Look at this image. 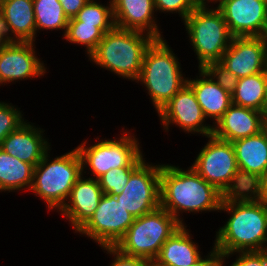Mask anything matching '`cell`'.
<instances>
[{
	"label": "cell",
	"instance_id": "obj_1",
	"mask_svg": "<svg viewBox=\"0 0 267 266\" xmlns=\"http://www.w3.org/2000/svg\"><path fill=\"white\" fill-rule=\"evenodd\" d=\"M219 213L228 215L212 242L221 254L267 249V205L250 191L224 196Z\"/></svg>",
	"mask_w": 267,
	"mask_h": 266
},
{
	"label": "cell",
	"instance_id": "obj_2",
	"mask_svg": "<svg viewBox=\"0 0 267 266\" xmlns=\"http://www.w3.org/2000/svg\"><path fill=\"white\" fill-rule=\"evenodd\" d=\"M178 165L162 163L160 206L181 225H187L184 215L188 213L218 214L224 195L205 181L191 166L185 169Z\"/></svg>",
	"mask_w": 267,
	"mask_h": 266
},
{
	"label": "cell",
	"instance_id": "obj_3",
	"mask_svg": "<svg viewBox=\"0 0 267 266\" xmlns=\"http://www.w3.org/2000/svg\"><path fill=\"white\" fill-rule=\"evenodd\" d=\"M155 40L152 36L114 27L103 35L88 62L110 71L118 78L136 82L141 74L147 48Z\"/></svg>",
	"mask_w": 267,
	"mask_h": 266
},
{
	"label": "cell",
	"instance_id": "obj_4",
	"mask_svg": "<svg viewBox=\"0 0 267 266\" xmlns=\"http://www.w3.org/2000/svg\"><path fill=\"white\" fill-rule=\"evenodd\" d=\"M166 38L155 39L144 55L141 74L135 84L142 86L149 102L158 113L187 83L181 59Z\"/></svg>",
	"mask_w": 267,
	"mask_h": 266
},
{
	"label": "cell",
	"instance_id": "obj_5",
	"mask_svg": "<svg viewBox=\"0 0 267 266\" xmlns=\"http://www.w3.org/2000/svg\"><path fill=\"white\" fill-rule=\"evenodd\" d=\"M112 138L97 136L89 142L84 139L76 146L82 161V174L98 179L114 168L138 167L146 158L135 128L129 130L125 125ZM134 131V132H133ZM90 144H89V143Z\"/></svg>",
	"mask_w": 267,
	"mask_h": 266
},
{
	"label": "cell",
	"instance_id": "obj_6",
	"mask_svg": "<svg viewBox=\"0 0 267 266\" xmlns=\"http://www.w3.org/2000/svg\"><path fill=\"white\" fill-rule=\"evenodd\" d=\"M52 148L34 167L32 192L46 204L49 212H58L67 201L70 191L82 175V161L76 147L61 155L53 156Z\"/></svg>",
	"mask_w": 267,
	"mask_h": 266
},
{
	"label": "cell",
	"instance_id": "obj_7",
	"mask_svg": "<svg viewBox=\"0 0 267 266\" xmlns=\"http://www.w3.org/2000/svg\"><path fill=\"white\" fill-rule=\"evenodd\" d=\"M182 23L198 69L220 62L233 38L221 11L217 7L197 6Z\"/></svg>",
	"mask_w": 267,
	"mask_h": 266
},
{
	"label": "cell",
	"instance_id": "obj_8",
	"mask_svg": "<svg viewBox=\"0 0 267 266\" xmlns=\"http://www.w3.org/2000/svg\"><path fill=\"white\" fill-rule=\"evenodd\" d=\"M205 140L191 167L224 196L249 192L250 188L241 179L232 142L213 135L205 136Z\"/></svg>",
	"mask_w": 267,
	"mask_h": 266
},
{
	"label": "cell",
	"instance_id": "obj_9",
	"mask_svg": "<svg viewBox=\"0 0 267 266\" xmlns=\"http://www.w3.org/2000/svg\"><path fill=\"white\" fill-rule=\"evenodd\" d=\"M182 225L164 208L135 218L114 246L121 253L153 262L165 241Z\"/></svg>",
	"mask_w": 267,
	"mask_h": 266
},
{
	"label": "cell",
	"instance_id": "obj_10",
	"mask_svg": "<svg viewBox=\"0 0 267 266\" xmlns=\"http://www.w3.org/2000/svg\"><path fill=\"white\" fill-rule=\"evenodd\" d=\"M134 219L116 196L103 194L94 215L76 234L87 237L100 248L115 246Z\"/></svg>",
	"mask_w": 267,
	"mask_h": 266
},
{
	"label": "cell",
	"instance_id": "obj_11",
	"mask_svg": "<svg viewBox=\"0 0 267 266\" xmlns=\"http://www.w3.org/2000/svg\"><path fill=\"white\" fill-rule=\"evenodd\" d=\"M157 115L160 127L167 135L174 127L178 128L180 132L183 131L185 135L189 134L188 136L198 135L204 138L212 135L213 126L205 118L194 91L187 83L163 106Z\"/></svg>",
	"mask_w": 267,
	"mask_h": 266
},
{
	"label": "cell",
	"instance_id": "obj_12",
	"mask_svg": "<svg viewBox=\"0 0 267 266\" xmlns=\"http://www.w3.org/2000/svg\"><path fill=\"white\" fill-rule=\"evenodd\" d=\"M158 163V164H156ZM145 159L131 174L123 191L116 195L135 218L160 206V172L162 164Z\"/></svg>",
	"mask_w": 267,
	"mask_h": 266
},
{
	"label": "cell",
	"instance_id": "obj_13",
	"mask_svg": "<svg viewBox=\"0 0 267 266\" xmlns=\"http://www.w3.org/2000/svg\"><path fill=\"white\" fill-rule=\"evenodd\" d=\"M35 44V42L14 41L9 42L1 50L0 86L2 88L7 87L8 84L16 85V82L20 84V81H34L47 76L49 67L40 57V52L37 53Z\"/></svg>",
	"mask_w": 267,
	"mask_h": 266
},
{
	"label": "cell",
	"instance_id": "obj_14",
	"mask_svg": "<svg viewBox=\"0 0 267 266\" xmlns=\"http://www.w3.org/2000/svg\"><path fill=\"white\" fill-rule=\"evenodd\" d=\"M217 8L233 37H267V0H224Z\"/></svg>",
	"mask_w": 267,
	"mask_h": 266
},
{
	"label": "cell",
	"instance_id": "obj_15",
	"mask_svg": "<svg viewBox=\"0 0 267 266\" xmlns=\"http://www.w3.org/2000/svg\"><path fill=\"white\" fill-rule=\"evenodd\" d=\"M220 63L238 78L267 71V37H233Z\"/></svg>",
	"mask_w": 267,
	"mask_h": 266
},
{
	"label": "cell",
	"instance_id": "obj_16",
	"mask_svg": "<svg viewBox=\"0 0 267 266\" xmlns=\"http://www.w3.org/2000/svg\"><path fill=\"white\" fill-rule=\"evenodd\" d=\"M103 191L98 179L81 175L72 187L64 206L57 212L76 234L94 215Z\"/></svg>",
	"mask_w": 267,
	"mask_h": 266
},
{
	"label": "cell",
	"instance_id": "obj_17",
	"mask_svg": "<svg viewBox=\"0 0 267 266\" xmlns=\"http://www.w3.org/2000/svg\"><path fill=\"white\" fill-rule=\"evenodd\" d=\"M35 124L26 120L4 138L0 147L7 154L32 164L34 167L53 146L46 135L45 128Z\"/></svg>",
	"mask_w": 267,
	"mask_h": 266
},
{
	"label": "cell",
	"instance_id": "obj_18",
	"mask_svg": "<svg viewBox=\"0 0 267 266\" xmlns=\"http://www.w3.org/2000/svg\"><path fill=\"white\" fill-rule=\"evenodd\" d=\"M115 27L164 38L154 0H112ZM159 22V23H158Z\"/></svg>",
	"mask_w": 267,
	"mask_h": 266
},
{
	"label": "cell",
	"instance_id": "obj_19",
	"mask_svg": "<svg viewBox=\"0 0 267 266\" xmlns=\"http://www.w3.org/2000/svg\"><path fill=\"white\" fill-rule=\"evenodd\" d=\"M242 181L250 188L267 170V133L232 142Z\"/></svg>",
	"mask_w": 267,
	"mask_h": 266
},
{
	"label": "cell",
	"instance_id": "obj_20",
	"mask_svg": "<svg viewBox=\"0 0 267 266\" xmlns=\"http://www.w3.org/2000/svg\"><path fill=\"white\" fill-rule=\"evenodd\" d=\"M264 129L263 113L232 104L213 126L212 135L220 140L233 142Z\"/></svg>",
	"mask_w": 267,
	"mask_h": 266
},
{
	"label": "cell",
	"instance_id": "obj_21",
	"mask_svg": "<svg viewBox=\"0 0 267 266\" xmlns=\"http://www.w3.org/2000/svg\"><path fill=\"white\" fill-rule=\"evenodd\" d=\"M193 77H187V84L194 91L205 118L210 123L212 121V126H214L232 105V96L203 69H198V73Z\"/></svg>",
	"mask_w": 267,
	"mask_h": 266
},
{
	"label": "cell",
	"instance_id": "obj_22",
	"mask_svg": "<svg viewBox=\"0 0 267 266\" xmlns=\"http://www.w3.org/2000/svg\"><path fill=\"white\" fill-rule=\"evenodd\" d=\"M191 232L188 225L177 229L161 247L154 266H191L198 262L204 254Z\"/></svg>",
	"mask_w": 267,
	"mask_h": 266
},
{
	"label": "cell",
	"instance_id": "obj_23",
	"mask_svg": "<svg viewBox=\"0 0 267 266\" xmlns=\"http://www.w3.org/2000/svg\"><path fill=\"white\" fill-rule=\"evenodd\" d=\"M0 14L8 23L10 42L37 43L33 0H0Z\"/></svg>",
	"mask_w": 267,
	"mask_h": 266
},
{
	"label": "cell",
	"instance_id": "obj_24",
	"mask_svg": "<svg viewBox=\"0 0 267 266\" xmlns=\"http://www.w3.org/2000/svg\"><path fill=\"white\" fill-rule=\"evenodd\" d=\"M34 166L7 154L0 148V193L30 191Z\"/></svg>",
	"mask_w": 267,
	"mask_h": 266
},
{
	"label": "cell",
	"instance_id": "obj_25",
	"mask_svg": "<svg viewBox=\"0 0 267 266\" xmlns=\"http://www.w3.org/2000/svg\"><path fill=\"white\" fill-rule=\"evenodd\" d=\"M267 71L238 79L232 104L262 112L266 98Z\"/></svg>",
	"mask_w": 267,
	"mask_h": 266
},
{
	"label": "cell",
	"instance_id": "obj_26",
	"mask_svg": "<svg viewBox=\"0 0 267 266\" xmlns=\"http://www.w3.org/2000/svg\"><path fill=\"white\" fill-rule=\"evenodd\" d=\"M36 21V37L43 31H59L64 37L69 18L58 0H33ZM61 30V31H60ZM39 33V34H37Z\"/></svg>",
	"mask_w": 267,
	"mask_h": 266
},
{
	"label": "cell",
	"instance_id": "obj_27",
	"mask_svg": "<svg viewBox=\"0 0 267 266\" xmlns=\"http://www.w3.org/2000/svg\"><path fill=\"white\" fill-rule=\"evenodd\" d=\"M84 24L96 26L103 34L115 27L112 0L102 3L100 0H88L74 17Z\"/></svg>",
	"mask_w": 267,
	"mask_h": 266
},
{
	"label": "cell",
	"instance_id": "obj_28",
	"mask_svg": "<svg viewBox=\"0 0 267 266\" xmlns=\"http://www.w3.org/2000/svg\"><path fill=\"white\" fill-rule=\"evenodd\" d=\"M103 33L94 25L84 24L74 17L68 21L63 41L75 46H82L86 58L96 49L103 38Z\"/></svg>",
	"mask_w": 267,
	"mask_h": 266
},
{
	"label": "cell",
	"instance_id": "obj_29",
	"mask_svg": "<svg viewBox=\"0 0 267 266\" xmlns=\"http://www.w3.org/2000/svg\"><path fill=\"white\" fill-rule=\"evenodd\" d=\"M23 110L7 100H0V147L6 136L16 130L27 119Z\"/></svg>",
	"mask_w": 267,
	"mask_h": 266
},
{
	"label": "cell",
	"instance_id": "obj_30",
	"mask_svg": "<svg viewBox=\"0 0 267 266\" xmlns=\"http://www.w3.org/2000/svg\"><path fill=\"white\" fill-rule=\"evenodd\" d=\"M137 167L114 168L98 178L103 194L116 196L120 194L129 181L130 174Z\"/></svg>",
	"mask_w": 267,
	"mask_h": 266
},
{
	"label": "cell",
	"instance_id": "obj_31",
	"mask_svg": "<svg viewBox=\"0 0 267 266\" xmlns=\"http://www.w3.org/2000/svg\"><path fill=\"white\" fill-rule=\"evenodd\" d=\"M230 262L231 264H228ZM227 264L228 266H267V249L223 254L222 266H227Z\"/></svg>",
	"mask_w": 267,
	"mask_h": 266
},
{
	"label": "cell",
	"instance_id": "obj_32",
	"mask_svg": "<svg viewBox=\"0 0 267 266\" xmlns=\"http://www.w3.org/2000/svg\"><path fill=\"white\" fill-rule=\"evenodd\" d=\"M154 4L158 15L178 14L181 23L198 6L197 0H154Z\"/></svg>",
	"mask_w": 267,
	"mask_h": 266
},
{
	"label": "cell",
	"instance_id": "obj_33",
	"mask_svg": "<svg viewBox=\"0 0 267 266\" xmlns=\"http://www.w3.org/2000/svg\"><path fill=\"white\" fill-rule=\"evenodd\" d=\"M203 70L218 84L220 87L232 94L237 87L238 77L224 67L220 62L207 64Z\"/></svg>",
	"mask_w": 267,
	"mask_h": 266
},
{
	"label": "cell",
	"instance_id": "obj_34",
	"mask_svg": "<svg viewBox=\"0 0 267 266\" xmlns=\"http://www.w3.org/2000/svg\"><path fill=\"white\" fill-rule=\"evenodd\" d=\"M107 256L111 257L108 266H154L153 262L121 253L114 246L101 247Z\"/></svg>",
	"mask_w": 267,
	"mask_h": 266
},
{
	"label": "cell",
	"instance_id": "obj_35",
	"mask_svg": "<svg viewBox=\"0 0 267 266\" xmlns=\"http://www.w3.org/2000/svg\"><path fill=\"white\" fill-rule=\"evenodd\" d=\"M222 257L223 254L213 246H210V250L207 251V254L191 266H222Z\"/></svg>",
	"mask_w": 267,
	"mask_h": 266
},
{
	"label": "cell",
	"instance_id": "obj_36",
	"mask_svg": "<svg viewBox=\"0 0 267 266\" xmlns=\"http://www.w3.org/2000/svg\"><path fill=\"white\" fill-rule=\"evenodd\" d=\"M257 199L267 205V170L266 172L250 187L249 190Z\"/></svg>",
	"mask_w": 267,
	"mask_h": 266
},
{
	"label": "cell",
	"instance_id": "obj_37",
	"mask_svg": "<svg viewBox=\"0 0 267 266\" xmlns=\"http://www.w3.org/2000/svg\"><path fill=\"white\" fill-rule=\"evenodd\" d=\"M65 12V15L70 19L75 17L78 12L84 7L88 0H58Z\"/></svg>",
	"mask_w": 267,
	"mask_h": 266
},
{
	"label": "cell",
	"instance_id": "obj_38",
	"mask_svg": "<svg viewBox=\"0 0 267 266\" xmlns=\"http://www.w3.org/2000/svg\"><path fill=\"white\" fill-rule=\"evenodd\" d=\"M10 42V30L6 19L0 14V52Z\"/></svg>",
	"mask_w": 267,
	"mask_h": 266
},
{
	"label": "cell",
	"instance_id": "obj_39",
	"mask_svg": "<svg viewBox=\"0 0 267 266\" xmlns=\"http://www.w3.org/2000/svg\"><path fill=\"white\" fill-rule=\"evenodd\" d=\"M224 0H197L198 6L202 7H218ZM217 4V5H216Z\"/></svg>",
	"mask_w": 267,
	"mask_h": 266
},
{
	"label": "cell",
	"instance_id": "obj_40",
	"mask_svg": "<svg viewBox=\"0 0 267 266\" xmlns=\"http://www.w3.org/2000/svg\"><path fill=\"white\" fill-rule=\"evenodd\" d=\"M262 113H263L264 119H267V83H266V98H265V103L263 106Z\"/></svg>",
	"mask_w": 267,
	"mask_h": 266
},
{
	"label": "cell",
	"instance_id": "obj_41",
	"mask_svg": "<svg viewBox=\"0 0 267 266\" xmlns=\"http://www.w3.org/2000/svg\"><path fill=\"white\" fill-rule=\"evenodd\" d=\"M264 130H265L266 133H267V119H264Z\"/></svg>",
	"mask_w": 267,
	"mask_h": 266
}]
</instances>
